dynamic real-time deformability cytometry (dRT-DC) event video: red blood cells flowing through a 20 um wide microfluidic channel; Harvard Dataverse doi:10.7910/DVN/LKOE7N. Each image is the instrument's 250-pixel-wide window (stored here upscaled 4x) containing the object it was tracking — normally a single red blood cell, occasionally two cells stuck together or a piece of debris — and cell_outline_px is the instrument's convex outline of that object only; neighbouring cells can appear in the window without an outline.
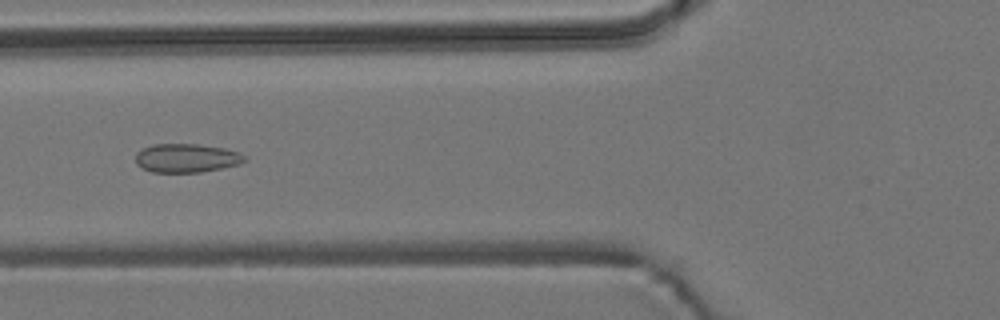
{"species": "common noctule bat (a hibernating species)", "species_latin": "Nyctalus noctula", "temperature_condition": "room temperature", "stored_images_in_passage": 10, "camera_frame_rate_fps": 3000, "um_per_image_px": 0.085, "animal": {"sex": "male", "body_mass_g": 19.2, "forearm_length_mm": 51.8}, "frame": {"image": 1, "passage_image": 5, "time_ms": 5.667, "image_size_px": [1000, 320], "cell_outline_px": [[248, 160], [240, 164], [200, 172], [152, 172], [136, 164], [136, 152], [152, 144], [200, 144], [224, 148], [240, 152], [248, 156]], "centroid_in_image_um": [15.9, 13.42], "position_along_channel_um": 109.9, "area_um2": 18.38}}
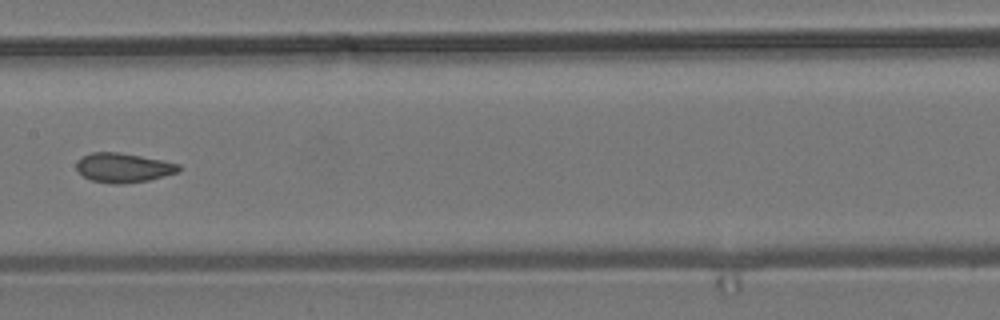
{"frame": {"image": 2, "passage_image": 7, "time_ms": 8.0, "image_size_px": [1000, 320], "cell_outline_px": [[180, 172], [148, 180], [120, 184], [112, 184], [92, 180], [84, 176], [76, 168], [76, 164], [84, 156], [92, 152], [120, 152], [180, 164]], "centroid_in_image_um": [10.51, 14.26], "position_along_channel_um": 196.9, "area_um2": 17.28}}
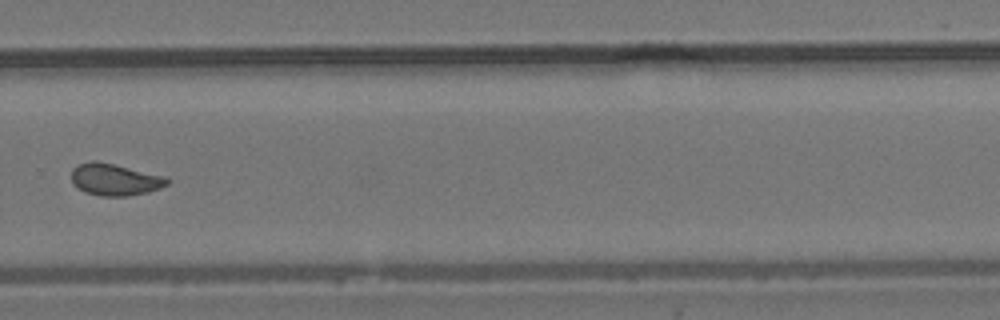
{"frame": {"image": 3, "passage_image": 10, "time_ms": 11.333, "image_size_px": [1000, 320], "cell_outline_px": [[172, 180], [168, 184], [160, 188], [148, 192], [128, 196], [100, 196], [84, 192], [76, 188], [72, 184], [72, 168], [76, 164], [92, 160], [96, 160], [168, 176]], "centroid_in_image_um": [9.77, 15.25], "position_along_channel_um": 320.0, "area_um2": 18.26}}